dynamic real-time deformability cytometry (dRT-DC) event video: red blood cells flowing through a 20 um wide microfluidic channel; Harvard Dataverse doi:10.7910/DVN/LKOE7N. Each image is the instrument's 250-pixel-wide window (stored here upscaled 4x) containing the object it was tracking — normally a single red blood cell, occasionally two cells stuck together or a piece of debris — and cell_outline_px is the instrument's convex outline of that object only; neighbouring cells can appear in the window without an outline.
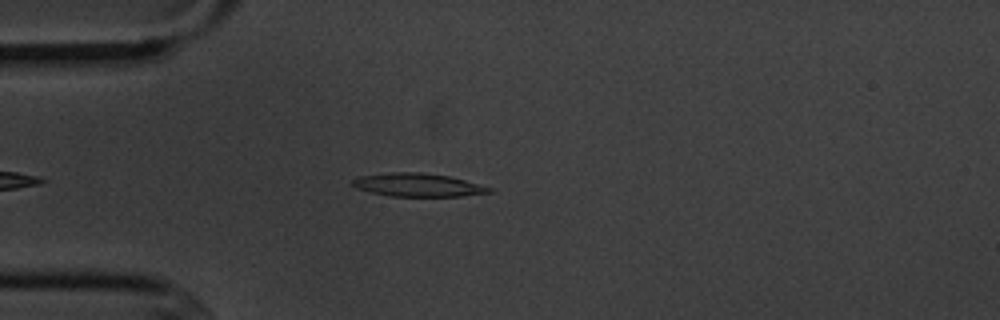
{"species": "common noctule bat (a hibernating species)", "species_latin": "Nyctalus noctula", "temperature_condition": "cold", "stored_images_in_passage": 2, "camera_frame_rate_fps": 3000, "um_per_image_px": 0.085, "animal": {"sex": "male", "body_mass_g": 20.1, "forearm_length_mm": 53.5}, "frame": {"image": 1, "passage_image": 1, "time_ms": 0.0, "image_size_px": [1000, 320], "cell_outline_px": [[492, 192], [460, 196], [392, 196], [372, 192], [356, 188], [352, 184], [352, 180], [360, 176], [392, 172], [420, 172], [448, 176], [464, 180], [492, 188]], "centroid_in_image_um": [35.5, 15.72], "position_along_channel_um": 49.5, "area_um2": 18.21}}